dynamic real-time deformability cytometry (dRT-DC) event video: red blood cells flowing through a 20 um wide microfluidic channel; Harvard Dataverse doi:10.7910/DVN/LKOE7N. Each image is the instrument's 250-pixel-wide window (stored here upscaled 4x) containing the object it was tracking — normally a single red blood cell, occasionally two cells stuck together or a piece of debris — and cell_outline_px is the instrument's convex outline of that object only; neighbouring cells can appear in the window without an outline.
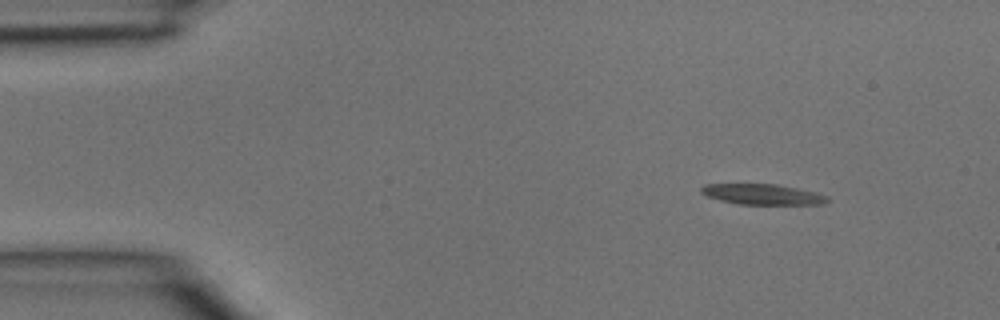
{"species": "common noctule bat (a hibernating species)", "species_latin": "Nyctalus noctula", "temperature_condition": "room temperature", "stored_images_in_passage": 3, "camera_frame_rate_fps": 3000, "um_per_image_px": 0.085, "animal": {"sex": "male", "body_mass_g": 15.6}, "frame": {"image": 1, "passage_image": 1, "time_ms": 0.0, "image_size_px": [1000, 320], "cell_outline_px": [[828, 200], [824, 204], [740, 204], [720, 200], [708, 196], [700, 192], [700, 188], [704, 184], [776, 184], [816, 192], [828, 196]], "centroid_in_image_um": [64.81, 16.51], "position_along_channel_um": 20.2, "area_um2": 14.97}}
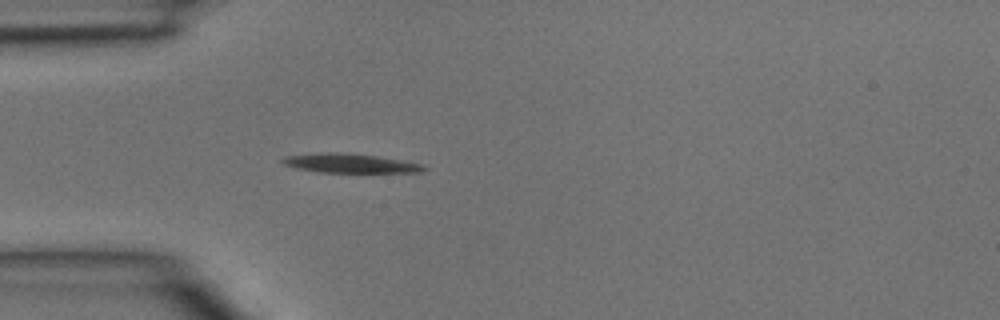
{"frame": {"image": 2, "passage_image": 3, "time_ms": 0.667, "image_size_px": [1000, 320], "cell_outline_px": [[428, 168], [420, 172], [320, 172], [296, 168], [284, 164], [280, 160], [284, 156], [328, 152], [332, 152], [376, 156], [400, 160], [420, 164]], "centroid_in_image_um": [29.71, 13.88], "position_along_channel_um": 55.3, "area_um2": 15.37}}